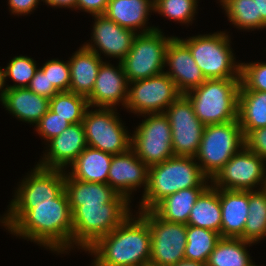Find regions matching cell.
<instances>
[{
    "instance_id": "cell-29",
    "label": "cell",
    "mask_w": 266,
    "mask_h": 266,
    "mask_svg": "<svg viewBox=\"0 0 266 266\" xmlns=\"http://www.w3.org/2000/svg\"><path fill=\"white\" fill-rule=\"evenodd\" d=\"M238 122L244 136L251 130L266 127V92L239 90Z\"/></svg>"
},
{
    "instance_id": "cell-18",
    "label": "cell",
    "mask_w": 266,
    "mask_h": 266,
    "mask_svg": "<svg viewBox=\"0 0 266 266\" xmlns=\"http://www.w3.org/2000/svg\"><path fill=\"white\" fill-rule=\"evenodd\" d=\"M113 65L102 62L96 77L94 88L87 97L89 107L115 108L119 102L125 107L129 82L122 62Z\"/></svg>"
},
{
    "instance_id": "cell-21",
    "label": "cell",
    "mask_w": 266,
    "mask_h": 266,
    "mask_svg": "<svg viewBox=\"0 0 266 266\" xmlns=\"http://www.w3.org/2000/svg\"><path fill=\"white\" fill-rule=\"evenodd\" d=\"M221 238H241L249 214V191L219 189Z\"/></svg>"
},
{
    "instance_id": "cell-1",
    "label": "cell",
    "mask_w": 266,
    "mask_h": 266,
    "mask_svg": "<svg viewBox=\"0 0 266 266\" xmlns=\"http://www.w3.org/2000/svg\"><path fill=\"white\" fill-rule=\"evenodd\" d=\"M0 222L12 234L58 253L72 247V212L65 190L52 203H10Z\"/></svg>"
},
{
    "instance_id": "cell-2",
    "label": "cell",
    "mask_w": 266,
    "mask_h": 266,
    "mask_svg": "<svg viewBox=\"0 0 266 266\" xmlns=\"http://www.w3.org/2000/svg\"><path fill=\"white\" fill-rule=\"evenodd\" d=\"M132 214L86 251L103 266H150L151 233L147 221ZM135 219V220H134Z\"/></svg>"
},
{
    "instance_id": "cell-26",
    "label": "cell",
    "mask_w": 266,
    "mask_h": 266,
    "mask_svg": "<svg viewBox=\"0 0 266 266\" xmlns=\"http://www.w3.org/2000/svg\"><path fill=\"white\" fill-rule=\"evenodd\" d=\"M113 155L87 146L70 165L69 175L77 180L107 184Z\"/></svg>"
},
{
    "instance_id": "cell-6",
    "label": "cell",
    "mask_w": 266,
    "mask_h": 266,
    "mask_svg": "<svg viewBox=\"0 0 266 266\" xmlns=\"http://www.w3.org/2000/svg\"><path fill=\"white\" fill-rule=\"evenodd\" d=\"M181 40L188 46L205 79L241 78V64L234 60L230 39L225 32Z\"/></svg>"
},
{
    "instance_id": "cell-10",
    "label": "cell",
    "mask_w": 266,
    "mask_h": 266,
    "mask_svg": "<svg viewBox=\"0 0 266 266\" xmlns=\"http://www.w3.org/2000/svg\"><path fill=\"white\" fill-rule=\"evenodd\" d=\"M151 233L150 266H171L185 259L187 225L161 219L153 210L139 211Z\"/></svg>"
},
{
    "instance_id": "cell-14",
    "label": "cell",
    "mask_w": 266,
    "mask_h": 266,
    "mask_svg": "<svg viewBox=\"0 0 266 266\" xmlns=\"http://www.w3.org/2000/svg\"><path fill=\"white\" fill-rule=\"evenodd\" d=\"M164 114L171 126L174 156L195 157L205 125L196 116L189 99L181 94Z\"/></svg>"
},
{
    "instance_id": "cell-19",
    "label": "cell",
    "mask_w": 266,
    "mask_h": 266,
    "mask_svg": "<svg viewBox=\"0 0 266 266\" xmlns=\"http://www.w3.org/2000/svg\"><path fill=\"white\" fill-rule=\"evenodd\" d=\"M166 64L170 71L165 73L173 80L181 94L199 87L206 80L188 46L178 37H173L168 44Z\"/></svg>"
},
{
    "instance_id": "cell-44",
    "label": "cell",
    "mask_w": 266,
    "mask_h": 266,
    "mask_svg": "<svg viewBox=\"0 0 266 266\" xmlns=\"http://www.w3.org/2000/svg\"><path fill=\"white\" fill-rule=\"evenodd\" d=\"M44 1L48 6L53 7H68L76 9V1L77 0H41Z\"/></svg>"
},
{
    "instance_id": "cell-46",
    "label": "cell",
    "mask_w": 266,
    "mask_h": 266,
    "mask_svg": "<svg viewBox=\"0 0 266 266\" xmlns=\"http://www.w3.org/2000/svg\"><path fill=\"white\" fill-rule=\"evenodd\" d=\"M5 80H6V77H5V69H0V89H1L0 90L1 91L0 92V100H2V98L4 97L5 92L7 91V88L6 87L3 89V87L5 85V82H6Z\"/></svg>"
},
{
    "instance_id": "cell-25",
    "label": "cell",
    "mask_w": 266,
    "mask_h": 266,
    "mask_svg": "<svg viewBox=\"0 0 266 266\" xmlns=\"http://www.w3.org/2000/svg\"><path fill=\"white\" fill-rule=\"evenodd\" d=\"M70 88L72 93L88 97L95 85L101 57L84 45L70 58Z\"/></svg>"
},
{
    "instance_id": "cell-15",
    "label": "cell",
    "mask_w": 266,
    "mask_h": 266,
    "mask_svg": "<svg viewBox=\"0 0 266 266\" xmlns=\"http://www.w3.org/2000/svg\"><path fill=\"white\" fill-rule=\"evenodd\" d=\"M32 171L22 180L11 203H52L64 190L65 170L36 165Z\"/></svg>"
},
{
    "instance_id": "cell-49",
    "label": "cell",
    "mask_w": 266,
    "mask_h": 266,
    "mask_svg": "<svg viewBox=\"0 0 266 266\" xmlns=\"http://www.w3.org/2000/svg\"><path fill=\"white\" fill-rule=\"evenodd\" d=\"M249 266H257V265H255V264L252 262Z\"/></svg>"
},
{
    "instance_id": "cell-11",
    "label": "cell",
    "mask_w": 266,
    "mask_h": 266,
    "mask_svg": "<svg viewBox=\"0 0 266 266\" xmlns=\"http://www.w3.org/2000/svg\"><path fill=\"white\" fill-rule=\"evenodd\" d=\"M131 136V149L148 166L160 164L174 156L172 131L164 113L147 114Z\"/></svg>"
},
{
    "instance_id": "cell-5",
    "label": "cell",
    "mask_w": 266,
    "mask_h": 266,
    "mask_svg": "<svg viewBox=\"0 0 266 266\" xmlns=\"http://www.w3.org/2000/svg\"><path fill=\"white\" fill-rule=\"evenodd\" d=\"M130 202L81 205L72 213V247L87 250L99 238L121 225L130 215Z\"/></svg>"
},
{
    "instance_id": "cell-9",
    "label": "cell",
    "mask_w": 266,
    "mask_h": 266,
    "mask_svg": "<svg viewBox=\"0 0 266 266\" xmlns=\"http://www.w3.org/2000/svg\"><path fill=\"white\" fill-rule=\"evenodd\" d=\"M114 109L88 111L87 108L82 121L87 146L112 155L124 153L131 148V136Z\"/></svg>"
},
{
    "instance_id": "cell-39",
    "label": "cell",
    "mask_w": 266,
    "mask_h": 266,
    "mask_svg": "<svg viewBox=\"0 0 266 266\" xmlns=\"http://www.w3.org/2000/svg\"><path fill=\"white\" fill-rule=\"evenodd\" d=\"M71 123L48 109L47 113L35 125L39 135L47 141L61 134Z\"/></svg>"
},
{
    "instance_id": "cell-16",
    "label": "cell",
    "mask_w": 266,
    "mask_h": 266,
    "mask_svg": "<svg viewBox=\"0 0 266 266\" xmlns=\"http://www.w3.org/2000/svg\"><path fill=\"white\" fill-rule=\"evenodd\" d=\"M94 18L96 20L91 37L93 40L91 43L94 44L89 42L84 44V46L99 56H101L102 52L104 55L106 54L110 58H118L119 62H122L132 48L134 38L138 33L119 26L105 15H94Z\"/></svg>"
},
{
    "instance_id": "cell-45",
    "label": "cell",
    "mask_w": 266,
    "mask_h": 266,
    "mask_svg": "<svg viewBox=\"0 0 266 266\" xmlns=\"http://www.w3.org/2000/svg\"><path fill=\"white\" fill-rule=\"evenodd\" d=\"M257 15L266 24V0H256Z\"/></svg>"
},
{
    "instance_id": "cell-31",
    "label": "cell",
    "mask_w": 266,
    "mask_h": 266,
    "mask_svg": "<svg viewBox=\"0 0 266 266\" xmlns=\"http://www.w3.org/2000/svg\"><path fill=\"white\" fill-rule=\"evenodd\" d=\"M220 239V234L213 230L187 225L185 259L206 264Z\"/></svg>"
},
{
    "instance_id": "cell-28",
    "label": "cell",
    "mask_w": 266,
    "mask_h": 266,
    "mask_svg": "<svg viewBox=\"0 0 266 266\" xmlns=\"http://www.w3.org/2000/svg\"><path fill=\"white\" fill-rule=\"evenodd\" d=\"M186 225L210 229L221 236L219 188L211 184L200 194Z\"/></svg>"
},
{
    "instance_id": "cell-42",
    "label": "cell",
    "mask_w": 266,
    "mask_h": 266,
    "mask_svg": "<svg viewBox=\"0 0 266 266\" xmlns=\"http://www.w3.org/2000/svg\"><path fill=\"white\" fill-rule=\"evenodd\" d=\"M110 0H77L76 8L94 15H104Z\"/></svg>"
},
{
    "instance_id": "cell-22",
    "label": "cell",
    "mask_w": 266,
    "mask_h": 266,
    "mask_svg": "<svg viewBox=\"0 0 266 266\" xmlns=\"http://www.w3.org/2000/svg\"><path fill=\"white\" fill-rule=\"evenodd\" d=\"M64 190L71 212L81 205H105L109 202H131L119 195L108 184L85 182L72 178L65 172Z\"/></svg>"
},
{
    "instance_id": "cell-38",
    "label": "cell",
    "mask_w": 266,
    "mask_h": 266,
    "mask_svg": "<svg viewBox=\"0 0 266 266\" xmlns=\"http://www.w3.org/2000/svg\"><path fill=\"white\" fill-rule=\"evenodd\" d=\"M40 69L59 92L69 91L70 66L68 61L65 63L59 59H52L47 61Z\"/></svg>"
},
{
    "instance_id": "cell-48",
    "label": "cell",
    "mask_w": 266,
    "mask_h": 266,
    "mask_svg": "<svg viewBox=\"0 0 266 266\" xmlns=\"http://www.w3.org/2000/svg\"><path fill=\"white\" fill-rule=\"evenodd\" d=\"M92 264H94L93 266H103V265H100L95 259H94V262Z\"/></svg>"
},
{
    "instance_id": "cell-27",
    "label": "cell",
    "mask_w": 266,
    "mask_h": 266,
    "mask_svg": "<svg viewBox=\"0 0 266 266\" xmlns=\"http://www.w3.org/2000/svg\"><path fill=\"white\" fill-rule=\"evenodd\" d=\"M207 187L182 189L161 200L152 210L168 222L187 224L191 209Z\"/></svg>"
},
{
    "instance_id": "cell-8",
    "label": "cell",
    "mask_w": 266,
    "mask_h": 266,
    "mask_svg": "<svg viewBox=\"0 0 266 266\" xmlns=\"http://www.w3.org/2000/svg\"><path fill=\"white\" fill-rule=\"evenodd\" d=\"M172 38L165 37L160 29L136 35L132 48L122 61L129 83L165 72L166 49Z\"/></svg>"
},
{
    "instance_id": "cell-30",
    "label": "cell",
    "mask_w": 266,
    "mask_h": 266,
    "mask_svg": "<svg viewBox=\"0 0 266 266\" xmlns=\"http://www.w3.org/2000/svg\"><path fill=\"white\" fill-rule=\"evenodd\" d=\"M241 238H221L210 253L206 266H249L252 263L246 245Z\"/></svg>"
},
{
    "instance_id": "cell-4",
    "label": "cell",
    "mask_w": 266,
    "mask_h": 266,
    "mask_svg": "<svg viewBox=\"0 0 266 266\" xmlns=\"http://www.w3.org/2000/svg\"><path fill=\"white\" fill-rule=\"evenodd\" d=\"M241 78L206 79L184 95L198 119L206 126L238 120Z\"/></svg>"
},
{
    "instance_id": "cell-33",
    "label": "cell",
    "mask_w": 266,
    "mask_h": 266,
    "mask_svg": "<svg viewBox=\"0 0 266 266\" xmlns=\"http://www.w3.org/2000/svg\"><path fill=\"white\" fill-rule=\"evenodd\" d=\"M228 20L240 29H263L266 24L257 15L256 0H220Z\"/></svg>"
},
{
    "instance_id": "cell-37",
    "label": "cell",
    "mask_w": 266,
    "mask_h": 266,
    "mask_svg": "<svg viewBox=\"0 0 266 266\" xmlns=\"http://www.w3.org/2000/svg\"><path fill=\"white\" fill-rule=\"evenodd\" d=\"M240 90L266 92V63H240Z\"/></svg>"
},
{
    "instance_id": "cell-12",
    "label": "cell",
    "mask_w": 266,
    "mask_h": 266,
    "mask_svg": "<svg viewBox=\"0 0 266 266\" xmlns=\"http://www.w3.org/2000/svg\"><path fill=\"white\" fill-rule=\"evenodd\" d=\"M265 163L262 157L243 146L210 182L215 188L226 190L254 191L255 185H261L259 190L264 189Z\"/></svg>"
},
{
    "instance_id": "cell-32",
    "label": "cell",
    "mask_w": 266,
    "mask_h": 266,
    "mask_svg": "<svg viewBox=\"0 0 266 266\" xmlns=\"http://www.w3.org/2000/svg\"><path fill=\"white\" fill-rule=\"evenodd\" d=\"M248 211L243 240L255 243L266 237V188L249 191Z\"/></svg>"
},
{
    "instance_id": "cell-7",
    "label": "cell",
    "mask_w": 266,
    "mask_h": 266,
    "mask_svg": "<svg viewBox=\"0 0 266 266\" xmlns=\"http://www.w3.org/2000/svg\"><path fill=\"white\" fill-rule=\"evenodd\" d=\"M244 146V135L238 120L206 125L199 151L195 156L203 174L212 180L223 166Z\"/></svg>"
},
{
    "instance_id": "cell-23",
    "label": "cell",
    "mask_w": 266,
    "mask_h": 266,
    "mask_svg": "<svg viewBox=\"0 0 266 266\" xmlns=\"http://www.w3.org/2000/svg\"><path fill=\"white\" fill-rule=\"evenodd\" d=\"M1 102L13 116L35 125L49 109V99L32 92L28 87L7 89Z\"/></svg>"
},
{
    "instance_id": "cell-13",
    "label": "cell",
    "mask_w": 266,
    "mask_h": 266,
    "mask_svg": "<svg viewBox=\"0 0 266 266\" xmlns=\"http://www.w3.org/2000/svg\"><path fill=\"white\" fill-rule=\"evenodd\" d=\"M180 95L173 80L163 72L130 82L125 108L140 115L164 113Z\"/></svg>"
},
{
    "instance_id": "cell-36",
    "label": "cell",
    "mask_w": 266,
    "mask_h": 266,
    "mask_svg": "<svg viewBox=\"0 0 266 266\" xmlns=\"http://www.w3.org/2000/svg\"><path fill=\"white\" fill-rule=\"evenodd\" d=\"M5 68V77H10L15 83L9 88L28 87L37 69L35 61L27 56H15Z\"/></svg>"
},
{
    "instance_id": "cell-41",
    "label": "cell",
    "mask_w": 266,
    "mask_h": 266,
    "mask_svg": "<svg viewBox=\"0 0 266 266\" xmlns=\"http://www.w3.org/2000/svg\"><path fill=\"white\" fill-rule=\"evenodd\" d=\"M28 88L41 96L51 99L59 91L49 81L47 75L39 68L33 76Z\"/></svg>"
},
{
    "instance_id": "cell-17",
    "label": "cell",
    "mask_w": 266,
    "mask_h": 266,
    "mask_svg": "<svg viewBox=\"0 0 266 266\" xmlns=\"http://www.w3.org/2000/svg\"><path fill=\"white\" fill-rule=\"evenodd\" d=\"M149 167L130 148L128 151L113 155L108 172L107 184L119 195L129 201L132 190L148 186Z\"/></svg>"
},
{
    "instance_id": "cell-35",
    "label": "cell",
    "mask_w": 266,
    "mask_h": 266,
    "mask_svg": "<svg viewBox=\"0 0 266 266\" xmlns=\"http://www.w3.org/2000/svg\"><path fill=\"white\" fill-rule=\"evenodd\" d=\"M195 0H158L154 3V11L180 23H190L197 9Z\"/></svg>"
},
{
    "instance_id": "cell-3",
    "label": "cell",
    "mask_w": 266,
    "mask_h": 266,
    "mask_svg": "<svg viewBox=\"0 0 266 266\" xmlns=\"http://www.w3.org/2000/svg\"><path fill=\"white\" fill-rule=\"evenodd\" d=\"M208 181L195 157L172 156L149 167L148 186L143 193L139 210H152L165 197L179 190L208 187Z\"/></svg>"
},
{
    "instance_id": "cell-47",
    "label": "cell",
    "mask_w": 266,
    "mask_h": 266,
    "mask_svg": "<svg viewBox=\"0 0 266 266\" xmlns=\"http://www.w3.org/2000/svg\"><path fill=\"white\" fill-rule=\"evenodd\" d=\"M171 266H206V264L198 262V261H190V260L184 259Z\"/></svg>"
},
{
    "instance_id": "cell-40",
    "label": "cell",
    "mask_w": 266,
    "mask_h": 266,
    "mask_svg": "<svg viewBox=\"0 0 266 266\" xmlns=\"http://www.w3.org/2000/svg\"><path fill=\"white\" fill-rule=\"evenodd\" d=\"M244 146L266 161V127L249 131L244 136Z\"/></svg>"
},
{
    "instance_id": "cell-34",
    "label": "cell",
    "mask_w": 266,
    "mask_h": 266,
    "mask_svg": "<svg viewBox=\"0 0 266 266\" xmlns=\"http://www.w3.org/2000/svg\"><path fill=\"white\" fill-rule=\"evenodd\" d=\"M87 108V98L71 91L58 92L49 99V109L71 124L82 123Z\"/></svg>"
},
{
    "instance_id": "cell-43",
    "label": "cell",
    "mask_w": 266,
    "mask_h": 266,
    "mask_svg": "<svg viewBox=\"0 0 266 266\" xmlns=\"http://www.w3.org/2000/svg\"><path fill=\"white\" fill-rule=\"evenodd\" d=\"M40 0H8L12 14L27 15L35 10Z\"/></svg>"
},
{
    "instance_id": "cell-24",
    "label": "cell",
    "mask_w": 266,
    "mask_h": 266,
    "mask_svg": "<svg viewBox=\"0 0 266 266\" xmlns=\"http://www.w3.org/2000/svg\"><path fill=\"white\" fill-rule=\"evenodd\" d=\"M151 10L154 11L151 0H110L104 15L121 27L135 32L141 28L138 33H148L158 30L157 27H144Z\"/></svg>"
},
{
    "instance_id": "cell-20",
    "label": "cell",
    "mask_w": 266,
    "mask_h": 266,
    "mask_svg": "<svg viewBox=\"0 0 266 266\" xmlns=\"http://www.w3.org/2000/svg\"><path fill=\"white\" fill-rule=\"evenodd\" d=\"M48 152L37 164L48 169H60L71 165L78 155L87 147L82 123L71 124L61 134L48 141Z\"/></svg>"
}]
</instances>
